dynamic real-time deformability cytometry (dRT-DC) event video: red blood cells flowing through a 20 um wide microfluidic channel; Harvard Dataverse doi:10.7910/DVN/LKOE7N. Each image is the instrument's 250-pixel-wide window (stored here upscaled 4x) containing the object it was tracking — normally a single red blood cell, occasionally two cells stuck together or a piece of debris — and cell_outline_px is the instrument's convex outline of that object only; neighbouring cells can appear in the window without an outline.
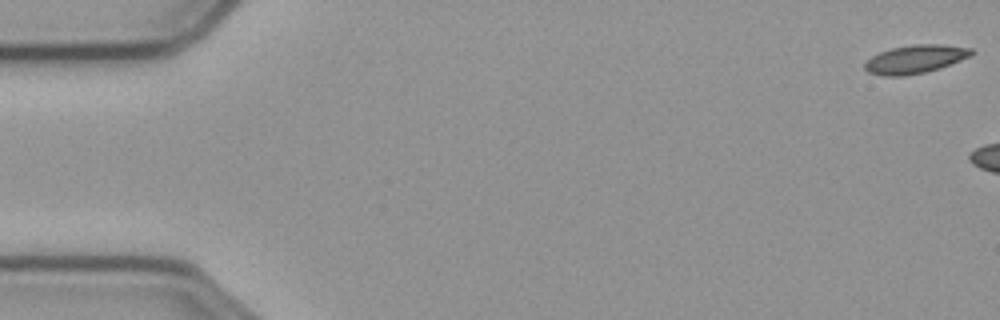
{"species": "common noctule bat (a hibernating species)", "species_latin": "Nyctalus noctula", "temperature_condition": "cold", "stored_images_in_passage": 8, "camera_frame_rate_fps": 3000, "um_per_image_px": 0.085, "animal": {"sex": "male", "body_mass_g": 23.1, "forearm_length_mm": 52.7}, "frame": {"image": 1, "passage_image": 1, "time_ms": 0.0, "image_size_px": [1000, 320], "cell_outline_px": [[972, 52], [968, 56], [960, 60], [940, 68], [924, 72], [904, 76], [884, 76], [868, 72], [864, 68], [864, 64], [872, 56], [880, 52], [892, 48], [912, 44], [944, 44], [972, 48]], "centroid_in_image_um": [77.77, 5.02], "position_along_channel_um": 7.2, "area_um2": 17.46}}